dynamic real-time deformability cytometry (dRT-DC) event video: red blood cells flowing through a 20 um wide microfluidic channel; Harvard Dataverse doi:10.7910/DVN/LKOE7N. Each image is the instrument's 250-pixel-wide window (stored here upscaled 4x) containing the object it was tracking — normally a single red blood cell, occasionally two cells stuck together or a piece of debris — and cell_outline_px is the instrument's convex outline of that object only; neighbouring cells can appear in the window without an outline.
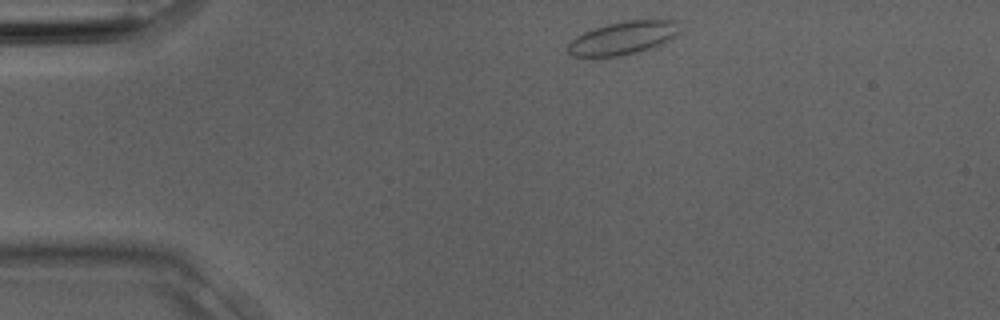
{"species": "Egyptian fruit bat (a non-hibernating species)", "species_latin": "Rousettus aegyptiacus", "temperature_condition": "room temperature", "stored_images_in_passage": 3, "camera_frame_rate_fps": 3000, "um_per_image_px": 0.085, "animal": {"sex": "male"}, "frame": {"image": 1, "passage_image": 1, "time_ms": 0.0, "image_size_px": [1000, 320], "cell_outline_px": [[676, 36], [672, 40], [636, 52], [620, 56], [572, 56], [568, 52], [568, 44], [576, 36], [592, 28], [624, 20], [676, 20]], "centroid_in_image_um": [52.92, 3.22], "position_along_channel_um": 32.1, "area_um2": 21.21}}